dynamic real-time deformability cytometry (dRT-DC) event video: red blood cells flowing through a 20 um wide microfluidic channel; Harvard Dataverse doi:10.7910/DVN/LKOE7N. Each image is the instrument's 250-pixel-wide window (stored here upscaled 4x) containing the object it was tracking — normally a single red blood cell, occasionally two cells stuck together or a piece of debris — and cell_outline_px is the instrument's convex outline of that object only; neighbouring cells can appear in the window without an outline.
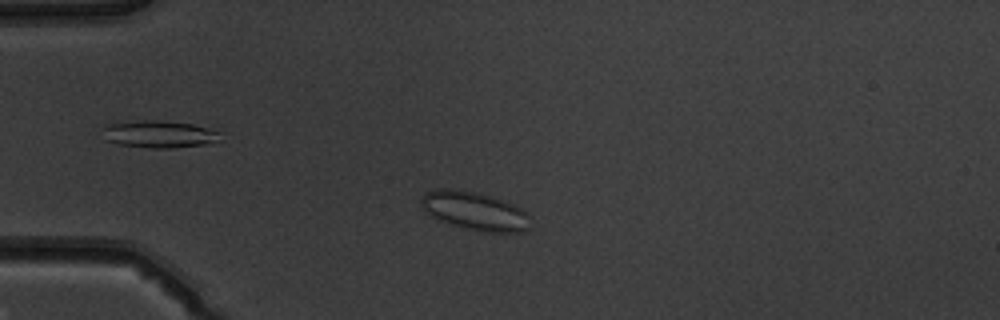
{"species": "common noctule bat (a hibernating species)", "species_latin": "Nyctalus noctula", "temperature_condition": "warm", "stored_images_in_passage": 48, "camera_frame_rate_fps": 3000, "um_per_image_px": 0.085, "animal": {"sex": "male", "body_mass_g": 19.5, "forearm_length_mm": 54.6}, "frame": {"image": 1, "passage_image": 9, "time_ms": 2.667, "image_size_px": [1000, 320], "cell_outline_px": [[528, 232], [484, 232], [464, 228], [440, 220], [424, 212], [420, 204], [420, 200], [424, 192], [440, 188], [460, 188], [492, 196], [512, 204], [528, 212]], "centroid_in_image_um": [40.31, 17.91], "position_along_channel_um": 44.7, "area_um2": 24.68}}
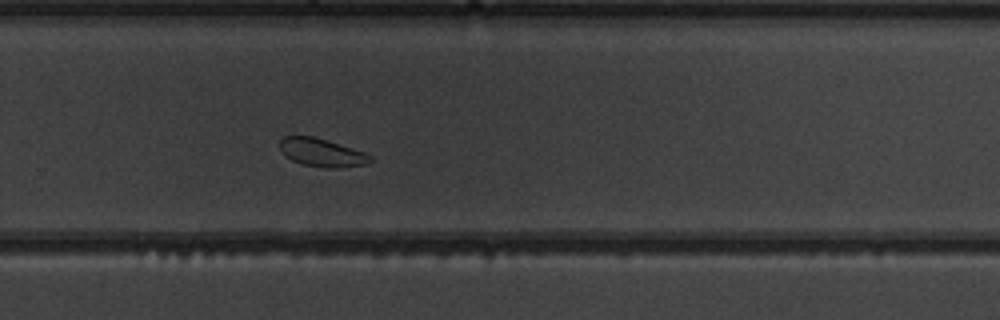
{"frame": {"image": 2, "passage_image": 31, "time_ms": 10.0, "image_size_px": [1000, 320], "cell_outline_px": [[372, 160], [368, 164], [336, 168], [328, 168], [300, 164], [284, 156], [280, 148], [280, 140], [284, 136], [312, 136], [364, 152], [372, 156]], "centroid_in_image_um": [27.33, 12.98], "position_along_channel_um": 302.5, "area_um2": 14.74}}
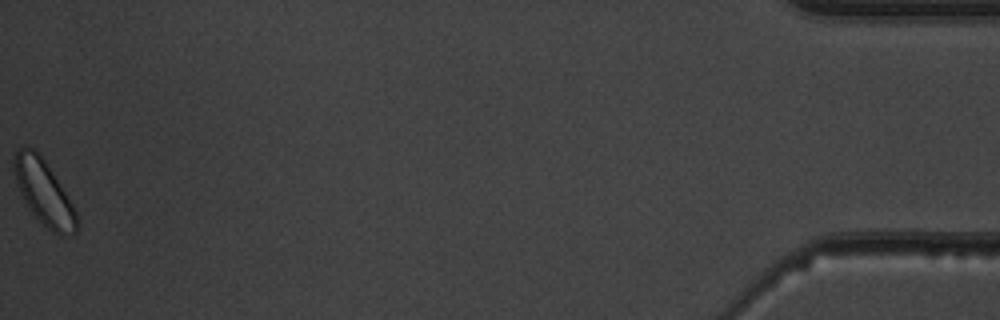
{"frame": {"image": 3, "passage_image": 48, "time_ms": 15.667, "image_size_px": [1000, 320], "cell_outline_px": [[80, 224], [76, 232], [60, 236], [52, 232], [32, 212], [24, 200], [20, 192], [12, 168], [12, 156], [20, 148], [28, 144], [44, 160], [72, 204], [76, 212]], "centroid_in_image_um": [3.71, 16.36], "position_along_channel_um": 431.5, "area_um2": 23.29}, "authors_computed_cell_mechanics": {"area_um2": 17.1666, "velocity_mm_per_s": 3.8697, "shape_relaxation_time_tau1_ms": null, "shape_relaxation_time_tau2_ms": 1.9448, "deformation_change_tau1": null, "deformation_change_tau2": 0.0472}}